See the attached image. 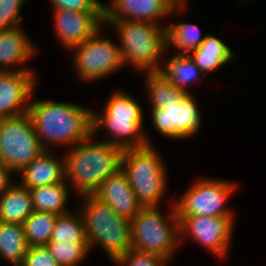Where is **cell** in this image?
<instances>
[{
  "label": "cell",
  "instance_id": "13",
  "mask_svg": "<svg viewBox=\"0 0 266 266\" xmlns=\"http://www.w3.org/2000/svg\"><path fill=\"white\" fill-rule=\"evenodd\" d=\"M52 10L55 36L66 51L82 44L104 27V11Z\"/></svg>",
  "mask_w": 266,
  "mask_h": 266
},
{
  "label": "cell",
  "instance_id": "31",
  "mask_svg": "<svg viewBox=\"0 0 266 266\" xmlns=\"http://www.w3.org/2000/svg\"><path fill=\"white\" fill-rule=\"evenodd\" d=\"M23 266H59L46 246L29 247Z\"/></svg>",
  "mask_w": 266,
  "mask_h": 266
},
{
  "label": "cell",
  "instance_id": "32",
  "mask_svg": "<svg viewBox=\"0 0 266 266\" xmlns=\"http://www.w3.org/2000/svg\"><path fill=\"white\" fill-rule=\"evenodd\" d=\"M52 9L71 11H104V4L99 0H49Z\"/></svg>",
  "mask_w": 266,
  "mask_h": 266
},
{
  "label": "cell",
  "instance_id": "29",
  "mask_svg": "<svg viewBox=\"0 0 266 266\" xmlns=\"http://www.w3.org/2000/svg\"><path fill=\"white\" fill-rule=\"evenodd\" d=\"M115 266H167L169 263L159 255L134 248L111 260Z\"/></svg>",
  "mask_w": 266,
  "mask_h": 266
},
{
  "label": "cell",
  "instance_id": "5",
  "mask_svg": "<svg viewBox=\"0 0 266 266\" xmlns=\"http://www.w3.org/2000/svg\"><path fill=\"white\" fill-rule=\"evenodd\" d=\"M80 211L90 251L99 245L110 260L132 248L131 220L119 216L106 202L94 194L79 196Z\"/></svg>",
  "mask_w": 266,
  "mask_h": 266
},
{
  "label": "cell",
  "instance_id": "10",
  "mask_svg": "<svg viewBox=\"0 0 266 266\" xmlns=\"http://www.w3.org/2000/svg\"><path fill=\"white\" fill-rule=\"evenodd\" d=\"M102 28L70 50L75 73L86 82L103 79L124 67L119 43H114L109 37H103Z\"/></svg>",
  "mask_w": 266,
  "mask_h": 266
},
{
  "label": "cell",
  "instance_id": "25",
  "mask_svg": "<svg viewBox=\"0 0 266 266\" xmlns=\"http://www.w3.org/2000/svg\"><path fill=\"white\" fill-rule=\"evenodd\" d=\"M144 77L148 101L152 108H162L165 105L175 104L186 94L159 71L144 72Z\"/></svg>",
  "mask_w": 266,
  "mask_h": 266
},
{
  "label": "cell",
  "instance_id": "7",
  "mask_svg": "<svg viewBox=\"0 0 266 266\" xmlns=\"http://www.w3.org/2000/svg\"><path fill=\"white\" fill-rule=\"evenodd\" d=\"M169 212L162 214L160 206L143 207L131 220L132 248L154 253L171 262L180 244L179 219L173 199Z\"/></svg>",
  "mask_w": 266,
  "mask_h": 266
},
{
  "label": "cell",
  "instance_id": "33",
  "mask_svg": "<svg viewBox=\"0 0 266 266\" xmlns=\"http://www.w3.org/2000/svg\"><path fill=\"white\" fill-rule=\"evenodd\" d=\"M13 172L0 162V195L13 184Z\"/></svg>",
  "mask_w": 266,
  "mask_h": 266
},
{
  "label": "cell",
  "instance_id": "12",
  "mask_svg": "<svg viewBox=\"0 0 266 266\" xmlns=\"http://www.w3.org/2000/svg\"><path fill=\"white\" fill-rule=\"evenodd\" d=\"M151 121L157 132L172 140L195 136L202 126L201 111L192 93H186L175 104L151 108Z\"/></svg>",
  "mask_w": 266,
  "mask_h": 266
},
{
  "label": "cell",
  "instance_id": "17",
  "mask_svg": "<svg viewBox=\"0 0 266 266\" xmlns=\"http://www.w3.org/2000/svg\"><path fill=\"white\" fill-rule=\"evenodd\" d=\"M25 31L21 26L0 31V72L33 71L23 66L37 54L38 48Z\"/></svg>",
  "mask_w": 266,
  "mask_h": 266
},
{
  "label": "cell",
  "instance_id": "24",
  "mask_svg": "<svg viewBox=\"0 0 266 266\" xmlns=\"http://www.w3.org/2000/svg\"><path fill=\"white\" fill-rule=\"evenodd\" d=\"M166 52L172 46L177 55H191L204 41L201 30L196 24L189 22L166 23Z\"/></svg>",
  "mask_w": 266,
  "mask_h": 266
},
{
  "label": "cell",
  "instance_id": "2",
  "mask_svg": "<svg viewBox=\"0 0 266 266\" xmlns=\"http://www.w3.org/2000/svg\"><path fill=\"white\" fill-rule=\"evenodd\" d=\"M91 134L65 152V181L78 196L94 194L121 168L123 149Z\"/></svg>",
  "mask_w": 266,
  "mask_h": 266
},
{
  "label": "cell",
  "instance_id": "14",
  "mask_svg": "<svg viewBox=\"0 0 266 266\" xmlns=\"http://www.w3.org/2000/svg\"><path fill=\"white\" fill-rule=\"evenodd\" d=\"M187 5L174 7L168 0H111L109 5L104 4V22L131 20L161 25L164 17L184 14Z\"/></svg>",
  "mask_w": 266,
  "mask_h": 266
},
{
  "label": "cell",
  "instance_id": "9",
  "mask_svg": "<svg viewBox=\"0 0 266 266\" xmlns=\"http://www.w3.org/2000/svg\"><path fill=\"white\" fill-rule=\"evenodd\" d=\"M236 184L229 180L198 178L192 182L179 198L174 199L178 217L188 216H235L227 207L228 199L233 195Z\"/></svg>",
  "mask_w": 266,
  "mask_h": 266
},
{
  "label": "cell",
  "instance_id": "6",
  "mask_svg": "<svg viewBox=\"0 0 266 266\" xmlns=\"http://www.w3.org/2000/svg\"><path fill=\"white\" fill-rule=\"evenodd\" d=\"M153 145L124 149L121 157V169L143 207H161L168 188L166 161Z\"/></svg>",
  "mask_w": 266,
  "mask_h": 266
},
{
  "label": "cell",
  "instance_id": "34",
  "mask_svg": "<svg viewBox=\"0 0 266 266\" xmlns=\"http://www.w3.org/2000/svg\"><path fill=\"white\" fill-rule=\"evenodd\" d=\"M174 7L182 6L188 3L189 0H168Z\"/></svg>",
  "mask_w": 266,
  "mask_h": 266
},
{
  "label": "cell",
  "instance_id": "15",
  "mask_svg": "<svg viewBox=\"0 0 266 266\" xmlns=\"http://www.w3.org/2000/svg\"><path fill=\"white\" fill-rule=\"evenodd\" d=\"M33 72H0V119L28 113L38 80Z\"/></svg>",
  "mask_w": 266,
  "mask_h": 266
},
{
  "label": "cell",
  "instance_id": "26",
  "mask_svg": "<svg viewBox=\"0 0 266 266\" xmlns=\"http://www.w3.org/2000/svg\"><path fill=\"white\" fill-rule=\"evenodd\" d=\"M58 215L33 211L24 221L25 238L29 247L46 246L52 236Z\"/></svg>",
  "mask_w": 266,
  "mask_h": 266
},
{
  "label": "cell",
  "instance_id": "20",
  "mask_svg": "<svg viewBox=\"0 0 266 266\" xmlns=\"http://www.w3.org/2000/svg\"><path fill=\"white\" fill-rule=\"evenodd\" d=\"M34 211L30 189L13 183L0 195V222L23 225Z\"/></svg>",
  "mask_w": 266,
  "mask_h": 266
},
{
  "label": "cell",
  "instance_id": "3",
  "mask_svg": "<svg viewBox=\"0 0 266 266\" xmlns=\"http://www.w3.org/2000/svg\"><path fill=\"white\" fill-rule=\"evenodd\" d=\"M143 110L132 95L123 89H116L107 98L101 113L93 110V134L97 135L102 128L105 129L110 139L104 141L123 150L152 144L143 127Z\"/></svg>",
  "mask_w": 266,
  "mask_h": 266
},
{
  "label": "cell",
  "instance_id": "19",
  "mask_svg": "<svg viewBox=\"0 0 266 266\" xmlns=\"http://www.w3.org/2000/svg\"><path fill=\"white\" fill-rule=\"evenodd\" d=\"M234 56L226 42L211 34H205L203 43L190 55L205 76L231 63Z\"/></svg>",
  "mask_w": 266,
  "mask_h": 266
},
{
  "label": "cell",
  "instance_id": "30",
  "mask_svg": "<svg viewBox=\"0 0 266 266\" xmlns=\"http://www.w3.org/2000/svg\"><path fill=\"white\" fill-rule=\"evenodd\" d=\"M28 0H0V31L20 27L21 10Z\"/></svg>",
  "mask_w": 266,
  "mask_h": 266
},
{
  "label": "cell",
  "instance_id": "21",
  "mask_svg": "<svg viewBox=\"0 0 266 266\" xmlns=\"http://www.w3.org/2000/svg\"><path fill=\"white\" fill-rule=\"evenodd\" d=\"M70 186L66 181L30 189L33 209L38 212L62 215L70 212L67 202Z\"/></svg>",
  "mask_w": 266,
  "mask_h": 266
},
{
  "label": "cell",
  "instance_id": "28",
  "mask_svg": "<svg viewBox=\"0 0 266 266\" xmlns=\"http://www.w3.org/2000/svg\"><path fill=\"white\" fill-rule=\"evenodd\" d=\"M46 247L59 266H80L90 254L88 242L49 241Z\"/></svg>",
  "mask_w": 266,
  "mask_h": 266
},
{
  "label": "cell",
  "instance_id": "11",
  "mask_svg": "<svg viewBox=\"0 0 266 266\" xmlns=\"http://www.w3.org/2000/svg\"><path fill=\"white\" fill-rule=\"evenodd\" d=\"M235 216H188L178 217L180 243L184 238L202 245L215 258L224 259L230 251Z\"/></svg>",
  "mask_w": 266,
  "mask_h": 266
},
{
  "label": "cell",
  "instance_id": "4",
  "mask_svg": "<svg viewBox=\"0 0 266 266\" xmlns=\"http://www.w3.org/2000/svg\"><path fill=\"white\" fill-rule=\"evenodd\" d=\"M120 39V54L124 67L132 65L137 72H157L162 67L161 58L166 54V25L148 21L120 20L104 22Z\"/></svg>",
  "mask_w": 266,
  "mask_h": 266
},
{
  "label": "cell",
  "instance_id": "18",
  "mask_svg": "<svg viewBox=\"0 0 266 266\" xmlns=\"http://www.w3.org/2000/svg\"><path fill=\"white\" fill-rule=\"evenodd\" d=\"M65 171V157H56L52 149L46 150L18 173L19 184L31 189L64 182Z\"/></svg>",
  "mask_w": 266,
  "mask_h": 266
},
{
  "label": "cell",
  "instance_id": "16",
  "mask_svg": "<svg viewBox=\"0 0 266 266\" xmlns=\"http://www.w3.org/2000/svg\"><path fill=\"white\" fill-rule=\"evenodd\" d=\"M94 195L111 206L119 216L128 220H132L143 208L121 168L110 175Z\"/></svg>",
  "mask_w": 266,
  "mask_h": 266
},
{
  "label": "cell",
  "instance_id": "23",
  "mask_svg": "<svg viewBox=\"0 0 266 266\" xmlns=\"http://www.w3.org/2000/svg\"><path fill=\"white\" fill-rule=\"evenodd\" d=\"M28 244L21 224L0 222V258L12 266H21Z\"/></svg>",
  "mask_w": 266,
  "mask_h": 266
},
{
  "label": "cell",
  "instance_id": "8",
  "mask_svg": "<svg viewBox=\"0 0 266 266\" xmlns=\"http://www.w3.org/2000/svg\"><path fill=\"white\" fill-rule=\"evenodd\" d=\"M44 151L28 113L0 119V162L14 174Z\"/></svg>",
  "mask_w": 266,
  "mask_h": 266
},
{
  "label": "cell",
  "instance_id": "22",
  "mask_svg": "<svg viewBox=\"0 0 266 266\" xmlns=\"http://www.w3.org/2000/svg\"><path fill=\"white\" fill-rule=\"evenodd\" d=\"M166 57V60L165 56L162 58L163 65L159 72L185 93H189L186 88L189 83L191 85L205 76L190 55L168 54Z\"/></svg>",
  "mask_w": 266,
  "mask_h": 266
},
{
  "label": "cell",
  "instance_id": "1",
  "mask_svg": "<svg viewBox=\"0 0 266 266\" xmlns=\"http://www.w3.org/2000/svg\"><path fill=\"white\" fill-rule=\"evenodd\" d=\"M28 114L37 138L46 150H51L53 145L72 148L93 134V111L82 105L30 100Z\"/></svg>",
  "mask_w": 266,
  "mask_h": 266
},
{
  "label": "cell",
  "instance_id": "27",
  "mask_svg": "<svg viewBox=\"0 0 266 266\" xmlns=\"http://www.w3.org/2000/svg\"><path fill=\"white\" fill-rule=\"evenodd\" d=\"M50 241L87 242L84 221L80 211L58 215Z\"/></svg>",
  "mask_w": 266,
  "mask_h": 266
}]
</instances>
